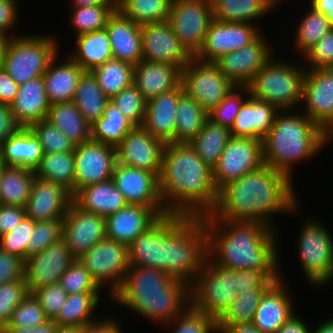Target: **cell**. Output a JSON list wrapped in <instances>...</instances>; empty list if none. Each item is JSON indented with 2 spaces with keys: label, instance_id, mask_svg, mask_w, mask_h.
<instances>
[{
  "label": "cell",
  "instance_id": "6da1fadb",
  "mask_svg": "<svg viewBox=\"0 0 333 333\" xmlns=\"http://www.w3.org/2000/svg\"><path fill=\"white\" fill-rule=\"evenodd\" d=\"M130 266L160 269L194 282L207 258V227L201 216L167 214L129 245Z\"/></svg>",
  "mask_w": 333,
  "mask_h": 333
},
{
  "label": "cell",
  "instance_id": "7a4b0ae2",
  "mask_svg": "<svg viewBox=\"0 0 333 333\" xmlns=\"http://www.w3.org/2000/svg\"><path fill=\"white\" fill-rule=\"evenodd\" d=\"M294 181L282 171L262 165L218 190L215 208L202 219L263 222L276 229L272 214L295 215L299 197Z\"/></svg>",
  "mask_w": 333,
  "mask_h": 333
},
{
  "label": "cell",
  "instance_id": "3957f363",
  "mask_svg": "<svg viewBox=\"0 0 333 333\" xmlns=\"http://www.w3.org/2000/svg\"><path fill=\"white\" fill-rule=\"evenodd\" d=\"M162 205L169 214L204 216L216 206L213 169L190 143H166L159 175Z\"/></svg>",
  "mask_w": 333,
  "mask_h": 333
},
{
  "label": "cell",
  "instance_id": "277c9868",
  "mask_svg": "<svg viewBox=\"0 0 333 333\" xmlns=\"http://www.w3.org/2000/svg\"><path fill=\"white\" fill-rule=\"evenodd\" d=\"M203 220L207 227V257L214 264L234 271L280 270L279 232L275 229L263 222Z\"/></svg>",
  "mask_w": 333,
  "mask_h": 333
},
{
  "label": "cell",
  "instance_id": "5b68a950",
  "mask_svg": "<svg viewBox=\"0 0 333 333\" xmlns=\"http://www.w3.org/2000/svg\"><path fill=\"white\" fill-rule=\"evenodd\" d=\"M110 300L162 326L190 306V286L163 270L130 266Z\"/></svg>",
  "mask_w": 333,
  "mask_h": 333
},
{
  "label": "cell",
  "instance_id": "8992f818",
  "mask_svg": "<svg viewBox=\"0 0 333 333\" xmlns=\"http://www.w3.org/2000/svg\"><path fill=\"white\" fill-rule=\"evenodd\" d=\"M295 112L279 110L263 139L264 164L282 171L292 180L296 165L312 160L331 142L330 136L312 119L303 112Z\"/></svg>",
  "mask_w": 333,
  "mask_h": 333
},
{
  "label": "cell",
  "instance_id": "52a82bcc",
  "mask_svg": "<svg viewBox=\"0 0 333 333\" xmlns=\"http://www.w3.org/2000/svg\"><path fill=\"white\" fill-rule=\"evenodd\" d=\"M306 70L302 63L283 61V59L280 60L273 56L255 74L252 82L247 87L250 95L258 100L271 103L279 110H294L302 102Z\"/></svg>",
  "mask_w": 333,
  "mask_h": 333
},
{
  "label": "cell",
  "instance_id": "ba28073f",
  "mask_svg": "<svg viewBox=\"0 0 333 333\" xmlns=\"http://www.w3.org/2000/svg\"><path fill=\"white\" fill-rule=\"evenodd\" d=\"M57 38L55 34L11 37L2 67L18 85L43 76L50 62L60 53Z\"/></svg>",
  "mask_w": 333,
  "mask_h": 333
},
{
  "label": "cell",
  "instance_id": "9c48e42d",
  "mask_svg": "<svg viewBox=\"0 0 333 333\" xmlns=\"http://www.w3.org/2000/svg\"><path fill=\"white\" fill-rule=\"evenodd\" d=\"M237 296V270L222 268L207 257L190 285V306L218 322Z\"/></svg>",
  "mask_w": 333,
  "mask_h": 333
},
{
  "label": "cell",
  "instance_id": "30bf717a",
  "mask_svg": "<svg viewBox=\"0 0 333 333\" xmlns=\"http://www.w3.org/2000/svg\"><path fill=\"white\" fill-rule=\"evenodd\" d=\"M303 221L296 241L299 265L311 286L323 288L333 280V236L320 220Z\"/></svg>",
  "mask_w": 333,
  "mask_h": 333
},
{
  "label": "cell",
  "instance_id": "8fae6325",
  "mask_svg": "<svg viewBox=\"0 0 333 333\" xmlns=\"http://www.w3.org/2000/svg\"><path fill=\"white\" fill-rule=\"evenodd\" d=\"M78 260L101 289L108 284L106 289L110 291V297L120 287L130 267L128 245L107 237Z\"/></svg>",
  "mask_w": 333,
  "mask_h": 333
},
{
  "label": "cell",
  "instance_id": "7c38bea8",
  "mask_svg": "<svg viewBox=\"0 0 333 333\" xmlns=\"http://www.w3.org/2000/svg\"><path fill=\"white\" fill-rule=\"evenodd\" d=\"M184 92L210 113L235 88L213 62L193 57L181 69Z\"/></svg>",
  "mask_w": 333,
  "mask_h": 333
},
{
  "label": "cell",
  "instance_id": "4fadbf2b",
  "mask_svg": "<svg viewBox=\"0 0 333 333\" xmlns=\"http://www.w3.org/2000/svg\"><path fill=\"white\" fill-rule=\"evenodd\" d=\"M181 44L194 57L213 21L211 0H172L168 20Z\"/></svg>",
  "mask_w": 333,
  "mask_h": 333
},
{
  "label": "cell",
  "instance_id": "5bb4252c",
  "mask_svg": "<svg viewBox=\"0 0 333 333\" xmlns=\"http://www.w3.org/2000/svg\"><path fill=\"white\" fill-rule=\"evenodd\" d=\"M262 165V140L232 136L213 168L214 184L219 190L228 182L239 179Z\"/></svg>",
  "mask_w": 333,
  "mask_h": 333
},
{
  "label": "cell",
  "instance_id": "9a60e30c",
  "mask_svg": "<svg viewBox=\"0 0 333 333\" xmlns=\"http://www.w3.org/2000/svg\"><path fill=\"white\" fill-rule=\"evenodd\" d=\"M264 37L261 34L249 45L222 55L213 62L236 87H247L255 74L274 56V47Z\"/></svg>",
  "mask_w": 333,
  "mask_h": 333
},
{
  "label": "cell",
  "instance_id": "2e32d148",
  "mask_svg": "<svg viewBox=\"0 0 333 333\" xmlns=\"http://www.w3.org/2000/svg\"><path fill=\"white\" fill-rule=\"evenodd\" d=\"M304 114L333 134V68L307 69L303 81Z\"/></svg>",
  "mask_w": 333,
  "mask_h": 333
},
{
  "label": "cell",
  "instance_id": "e0dca14e",
  "mask_svg": "<svg viewBox=\"0 0 333 333\" xmlns=\"http://www.w3.org/2000/svg\"><path fill=\"white\" fill-rule=\"evenodd\" d=\"M261 34L263 33L256 24L222 22L213 19L203 46L194 57L199 61L214 62L222 55L249 45Z\"/></svg>",
  "mask_w": 333,
  "mask_h": 333
},
{
  "label": "cell",
  "instance_id": "ac0fdd59",
  "mask_svg": "<svg viewBox=\"0 0 333 333\" xmlns=\"http://www.w3.org/2000/svg\"><path fill=\"white\" fill-rule=\"evenodd\" d=\"M112 180L127 204L152 207L161 217L169 214L162 205L155 173L117 162Z\"/></svg>",
  "mask_w": 333,
  "mask_h": 333
},
{
  "label": "cell",
  "instance_id": "d6986e66",
  "mask_svg": "<svg viewBox=\"0 0 333 333\" xmlns=\"http://www.w3.org/2000/svg\"><path fill=\"white\" fill-rule=\"evenodd\" d=\"M74 194L81 188L112 179L117 163L116 148L90 140L74 148Z\"/></svg>",
  "mask_w": 333,
  "mask_h": 333
},
{
  "label": "cell",
  "instance_id": "ffe728a7",
  "mask_svg": "<svg viewBox=\"0 0 333 333\" xmlns=\"http://www.w3.org/2000/svg\"><path fill=\"white\" fill-rule=\"evenodd\" d=\"M76 261L62 239L24 260L28 293L59 282L60 276Z\"/></svg>",
  "mask_w": 333,
  "mask_h": 333
},
{
  "label": "cell",
  "instance_id": "44dd1931",
  "mask_svg": "<svg viewBox=\"0 0 333 333\" xmlns=\"http://www.w3.org/2000/svg\"><path fill=\"white\" fill-rule=\"evenodd\" d=\"M105 238V217L85 211L72 201L63 219L62 233L71 254L78 259Z\"/></svg>",
  "mask_w": 333,
  "mask_h": 333
},
{
  "label": "cell",
  "instance_id": "7402d4cb",
  "mask_svg": "<svg viewBox=\"0 0 333 333\" xmlns=\"http://www.w3.org/2000/svg\"><path fill=\"white\" fill-rule=\"evenodd\" d=\"M143 60L172 64L181 69L193 56L181 44L168 21L141 25Z\"/></svg>",
  "mask_w": 333,
  "mask_h": 333
},
{
  "label": "cell",
  "instance_id": "603a6c76",
  "mask_svg": "<svg viewBox=\"0 0 333 333\" xmlns=\"http://www.w3.org/2000/svg\"><path fill=\"white\" fill-rule=\"evenodd\" d=\"M165 143L153 137L142 126H135L115 147L117 162L126 166L161 172Z\"/></svg>",
  "mask_w": 333,
  "mask_h": 333
},
{
  "label": "cell",
  "instance_id": "cb8c5ba5",
  "mask_svg": "<svg viewBox=\"0 0 333 333\" xmlns=\"http://www.w3.org/2000/svg\"><path fill=\"white\" fill-rule=\"evenodd\" d=\"M71 203L72 194L63 186L35 177L25 205L26 217L35 222L64 219Z\"/></svg>",
  "mask_w": 333,
  "mask_h": 333
},
{
  "label": "cell",
  "instance_id": "d4e9b609",
  "mask_svg": "<svg viewBox=\"0 0 333 333\" xmlns=\"http://www.w3.org/2000/svg\"><path fill=\"white\" fill-rule=\"evenodd\" d=\"M277 281L262 297L251 322L261 333H276L294 314V299L286 279Z\"/></svg>",
  "mask_w": 333,
  "mask_h": 333
},
{
  "label": "cell",
  "instance_id": "484cf974",
  "mask_svg": "<svg viewBox=\"0 0 333 333\" xmlns=\"http://www.w3.org/2000/svg\"><path fill=\"white\" fill-rule=\"evenodd\" d=\"M184 92L182 85L146 101L142 127L165 144L175 142L177 105Z\"/></svg>",
  "mask_w": 333,
  "mask_h": 333
},
{
  "label": "cell",
  "instance_id": "4316f807",
  "mask_svg": "<svg viewBox=\"0 0 333 333\" xmlns=\"http://www.w3.org/2000/svg\"><path fill=\"white\" fill-rule=\"evenodd\" d=\"M160 218L152 207L127 204L116 213L105 217L106 237L129 245Z\"/></svg>",
  "mask_w": 333,
  "mask_h": 333
},
{
  "label": "cell",
  "instance_id": "83f0119b",
  "mask_svg": "<svg viewBox=\"0 0 333 333\" xmlns=\"http://www.w3.org/2000/svg\"><path fill=\"white\" fill-rule=\"evenodd\" d=\"M113 58L137 65L143 60L141 25L124 16L118 9L109 17L107 25Z\"/></svg>",
  "mask_w": 333,
  "mask_h": 333
},
{
  "label": "cell",
  "instance_id": "f1b7e54d",
  "mask_svg": "<svg viewBox=\"0 0 333 333\" xmlns=\"http://www.w3.org/2000/svg\"><path fill=\"white\" fill-rule=\"evenodd\" d=\"M279 109L251 95L243 102L230 128L233 137L262 140L270 131Z\"/></svg>",
  "mask_w": 333,
  "mask_h": 333
},
{
  "label": "cell",
  "instance_id": "f546056e",
  "mask_svg": "<svg viewBox=\"0 0 333 333\" xmlns=\"http://www.w3.org/2000/svg\"><path fill=\"white\" fill-rule=\"evenodd\" d=\"M133 84L148 101L181 84V68L172 64L141 60L134 66Z\"/></svg>",
  "mask_w": 333,
  "mask_h": 333
},
{
  "label": "cell",
  "instance_id": "4dcf8cb0",
  "mask_svg": "<svg viewBox=\"0 0 333 333\" xmlns=\"http://www.w3.org/2000/svg\"><path fill=\"white\" fill-rule=\"evenodd\" d=\"M50 103L47 99L43 76L21 84L11 111L19 127L29 128L32 124L47 119Z\"/></svg>",
  "mask_w": 333,
  "mask_h": 333
},
{
  "label": "cell",
  "instance_id": "1f68e13d",
  "mask_svg": "<svg viewBox=\"0 0 333 333\" xmlns=\"http://www.w3.org/2000/svg\"><path fill=\"white\" fill-rule=\"evenodd\" d=\"M58 57L59 54L50 62L43 75L50 105L73 101L79 80L85 72L68 55L64 56V60Z\"/></svg>",
  "mask_w": 333,
  "mask_h": 333
},
{
  "label": "cell",
  "instance_id": "d6a6232c",
  "mask_svg": "<svg viewBox=\"0 0 333 333\" xmlns=\"http://www.w3.org/2000/svg\"><path fill=\"white\" fill-rule=\"evenodd\" d=\"M43 156L42 146L29 128L19 127L0 146V160L5 166L34 170Z\"/></svg>",
  "mask_w": 333,
  "mask_h": 333
},
{
  "label": "cell",
  "instance_id": "836d02e7",
  "mask_svg": "<svg viewBox=\"0 0 333 333\" xmlns=\"http://www.w3.org/2000/svg\"><path fill=\"white\" fill-rule=\"evenodd\" d=\"M72 201L79 208L104 217L127 205L112 179L79 189L72 196Z\"/></svg>",
  "mask_w": 333,
  "mask_h": 333
},
{
  "label": "cell",
  "instance_id": "e575fe53",
  "mask_svg": "<svg viewBox=\"0 0 333 333\" xmlns=\"http://www.w3.org/2000/svg\"><path fill=\"white\" fill-rule=\"evenodd\" d=\"M281 0H211L213 19L222 22L250 23L280 6Z\"/></svg>",
  "mask_w": 333,
  "mask_h": 333
},
{
  "label": "cell",
  "instance_id": "d590c367",
  "mask_svg": "<svg viewBox=\"0 0 333 333\" xmlns=\"http://www.w3.org/2000/svg\"><path fill=\"white\" fill-rule=\"evenodd\" d=\"M84 71H91L113 59L107 30L83 33L75 37L74 49L67 54Z\"/></svg>",
  "mask_w": 333,
  "mask_h": 333
},
{
  "label": "cell",
  "instance_id": "8d00e7d4",
  "mask_svg": "<svg viewBox=\"0 0 333 333\" xmlns=\"http://www.w3.org/2000/svg\"><path fill=\"white\" fill-rule=\"evenodd\" d=\"M100 296V292L68 295L54 321L59 327L79 329L97 323L98 319L93 316L96 315L97 307L102 302Z\"/></svg>",
  "mask_w": 333,
  "mask_h": 333
},
{
  "label": "cell",
  "instance_id": "74e56055",
  "mask_svg": "<svg viewBox=\"0 0 333 333\" xmlns=\"http://www.w3.org/2000/svg\"><path fill=\"white\" fill-rule=\"evenodd\" d=\"M47 120L63 132L75 146L91 140V125L73 101L50 105Z\"/></svg>",
  "mask_w": 333,
  "mask_h": 333
},
{
  "label": "cell",
  "instance_id": "f35d334b",
  "mask_svg": "<svg viewBox=\"0 0 333 333\" xmlns=\"http://www.w3.org/2000/svg\"><path fill=\"white\" fill-rule=\"evenodd\" d=\"M34 179V170L4 166L0 177V204L25 207Z\"/></svg>",
  "mask_w": 333,
  "mask_h": 333
},
{
  "label": "cell",
  "instance_id": "ab89813d",
  "mask_svg": "<svg viewBox=\"0 0 333 333\" xmlns=\"http://www.w3.org/2000/svg\"><path fill=\"white\" fill-rule=\"evenodd\" d=\"M231 137L229 127L214 123L208 118L190 145L201 160L213 169Z\"/></svg>",
  "mask_w": 333,
  "mask_h": 333
},
{
  "label": "cell",
  "instance_id": "60d3db41",
  "mask_svg": "<svg viewBox=\"0 0 333 333\" xmlns=\"http://www.w3.org/2000/svg\"><path fill=\"white\" fill-rule=\"evenodd\" d=\"M109 101L93 74L85 71L79 80L73 102L90 125L103 116Z\"/></svg>",
  "mask_w": 333,
  "mask_h": 333
},
{
  "label": "cell",
  "instance_id": "b9f144b4",
  "mask_svg": "<svg viewBox=\"0 0 333 333\" xmlns=\"http://www.w3.org/2000/svg\"><path fill=\"white\" fill-rule=\"evenodd\" d=\"M208 113L192 97L183 92L177 105L175 143H190L202 130Z\"/></svg>",
  "mask_w": 333,
  "mask_h": 333
},
{
  "label": "cell",
  "instance_id": "7bdbcfd3",
  "mask_svg": "<svg viewBox=\"0 0 333 333\" xmlns=\"http://www.w3.org/2000/svg\"><path fill=\"white\" fill-rule=\"evenodd\" d=\"M310 6V7H309ZM309 7V8H308ZM306 13L296 25L293 49L303 57L323 36L332 30L327 15L308 3ZM308 10V11H307Z\"/></svg>",
  "mask_w": 333,
  "mask_h": 333
},
{
  "label": "cell",
  "instance_id": "ee69618b",
  "mask_svg": "<svg viewBox=\"0 0 333 333\" xmlns=\"http://www.w3.org/2000/svg\"><path fill=\"white\" fill-rule=\"evenodd\" d=\"M35 177L53 181L74 195L75 157L74 151L67 153L43 154L34 169Z\"/></svg>",
  "mask_w": 333,
  "mask_h": 333
},
{
  "label": "cell",
  "instance_id": "f6af8a7d",
  "mask_svg": "<svg viewBox=\"0 0 333 333\" xmlns=\"http://www.w3.org/2000/svg\"><path fill=\"white\" fill-rule=\"evenodd\" d=\"M134 127L109 101L103 116L91 125V140L116 147Z\"/></svg>",
  "mask_w": 333,
  "mask_h": 333
},
{
  "label": "cell",
  "instance_id": "bcb514c9",
  "mask_svg": "<svg viewBox=\"0 0 333 333\" xmlns=\"http://www.w3.org/2000/svg\"><path fill=\"white\" fill-rule=\"evenodd\" d=\"M133 70L132 64L113 58L90 72L104 94L111 99L133 83Z\"/></svg>",
  "mask_w": 333,
  "mask_h": 333
},
{
  "label": "cell",
  "instance_id": "7dc6e473",
  "mask_svg": "<svg viewBox=\"0 0 333 333\" xmlns=\"http://www.w3.org/2000/svg\"><path fill=\"white\" fill-rule=\"evenodd\" d=\"M172 0H119L117 9L136 24L167 21Z\"/></svg>",
  "mask_w": 333,
  "mask_h": 333
},
{
  "label": "cell",
  "instance_id": "c3c4849f",
  "mask_svg": "<svg viewBox=\"0 0 333 333\" xmlns=\"http://www.w3.org/2000/svg\"><path fill=\"white\" fill-rule=\"evenodd\" d=\"M117 9V4H98L92 6L71 7L70 25L77 35L102 30L109 17Z\"/></svg>",
  "mask_w": 333,
  "mask_h": 333
},
{
  "label": "cell",
  "instance_id": "681fc988",
  "mask_svg": "<svg viewBox=\"0 0 333 333\" xmlns=\"http://www.w3.org/2000/svg\"><path fill=\"white\" fill-rule=\"evenodd\" d=\"M267 291H240L237 299L224 316L217 322L218 326H235L251 323L256 309Z\"/></svg>",
  "mask_w": 333,
  "mask_h": 333
},
{
  "label": "cell",
  "instance_id": "f907efd6",
  "mask_svg": "<svg viewBox=\"0 0 333 333\" xmlns=\"http://www.w3.org/2000/svg\"><path fill=\"white\" fill-rule=\"evenodd\" d=\"M29 129L39 140L43 154L73 152L75 145L47 119L32 124Z\"/></svg>",
  "mask_w": 333,
  "mask_h": 333
},
{
  "label": "cell",
  "instance_id": "816d5d0a",
  "mask_svg": "<svg viewBox=\"0 0 333 333\" xmlns=\"http://www.w3.org/2000/svg\"><path fill=\"white\" fill-rule=\"evenodd\" d=\"M110 102L135 126L143 125L146 100L133 83L112 97Z\"/></svg>",
  "mask_w": 333,
  "mask_h": 333
},
{
  "label": "cell",
  "instance_id": "f5cc1de1",
  "mask_svg": "<svg viewBox=\"0 0 333 333\" xmlns=\"http://www.w3.org/2000/svg\"><path fill=\"white\" fill-rule=\"evenodd\" d=\"M165 326L171 329L175 326L172 333H219L216 320L194 310L191 306Z\"/></svg>",
  "mask_w": 333,
  "mask_h": 333
},
{
  "label": "cell",
  "instance_id": "db71d44e",
  "mask_svg": "<svg viewBox=\"0 0 333 333\" xmlns=\"http://www.w3.org/2000/svg\"><path fill=\"white\" fill-rule=\"evenodd\" d=\"M249 95L248 87L233 88L228 95L208 113V118L214 123L231 128L241 105Z\"/></svg>",
  "mask_w": 333,
  "mask_h": 333
},
{
  "label": "cell",
  "instance_id": "11a10c76",
  "mask_svg": "<svg viewBox=\"0 0 333 333\" xmlns=\"http://www.w3.org/2000/svg\"><path fill=\"white\" fill-rule=\"evenodd\" d=\"M63 219L37 221L26 246V258L62 240Z\"/></svg>",
  "mask_w": 333,
  "mask_h": 333
},
{
  "label": "cell",
  "instance_id": "9f6ffc18",
  "mask_svg": "<svg viewBox=\"0 0 333 333\" xmlns=\"http://www.w3.org/2000/svg\"><path fill=\"white\" fill-rule=\"evenodd\" d=\"M60 286L68 293L101 292V288L78 259L60 276Z\"/></svg>",
  "mask_w": 333,
  "mask_h": 333
},
{
  "label": "cell",
  "instance_id": "6f0895ef",
  "mask_svg": "<svg viewBox=\"0 0 333 333\" xmlns=\"http://www.w3.org/2000/svg\"><path fill=\"white\" fill-rule=\"evenodd\" d=\"M27 295L28 289L24 279L0 285V330L8 325L12 312Z\"/></svg>",
  "mask_w": 333,
  "mask_h": 333
},
{
  "label": "cell",
  "instance_id": "680465c9",
  "mask_svg": "<svg viewBox=\"0 0 333 333\" xmlns=\"http://www.w3.org/2000/svg\"><path fill=\"white\" fill-rule=\"evenodd\" d=\"M49 320L32 293L14 309L6 327H35Z\"/></svg>",
  "mask_w": 333,
  "mask_h": 333
},
{
  "label": "cell",
  "instance_id": "91938a15",
  "mask_svg": "<svg viewBox=\"0 0 333 333\" xmlns=\"http://www.w3.org/2000/svg\"><path fill=\"white\" fill-rule=\"evenodd\" d=\"M281 270H237V293L240 291H268L281 279Z\"/></svg>",
  "mask_w": 333,
  "mask_h": 333
},
{
  "label": "cell",
  "instance_id": "94428289",
  "mask_svg": "<svg viewBox=\"0 0 333 333\" xmlns=\"http://www.w3.org/2000/svg\"><path fill=\"white\" fill-rule=\"evenodd\" d=\"M35 227V221L24 217L9 233L0 237V249L26 259V246Z\"/></svg>",
  "mask_w": 333,
  "mask_h": 333
},
{
  "label": "cell",
  "instance_id": "6125c7cd",
  "mask_svg": "<svg viewBox=\"0 0 333 333\" xmlns=\"http://www.w3.org/2000/svg\"><path fill=\"white\" fill-rule=\"evenodd\" d=\"M306 69L333 68V29L303 56Z\"/></svg>",
  "mask_w": 333,
  "mask_h": 333
},
{
  "label": "cell",
  "instance_id": "be15d7a7",
  "mask_svg": "<svg viewBox=\"0 0 333 333\" xmlns=\"http://www.w3.org/2000/svg\"><path fill=\"white\" fill-rule=\"evenodd\" d=\"M32 294L40 303L41 308L49 320H54L57 317L61 310V306L64 304L68 296V293L58 282L37 289L33 291Z\"/></svg>",
  "mask_w": 333,
  "mask_h": 333
},
{
  "label": "cell",
  "instance_id": "e7e4bbea",
  "mask_svg": "<svg viewBox=\"0 0 333 333\" xmlns=\"http://www.w3.org/2000/svg\"><path fill=\"white\" fill-rule=\"evenodd\" d=\"M24 279V259L0 249V285Z\"/></svg>",
  "mask_w": 333,
  "mask_h": 333
},
{
  "label": "cell",
  "instance_id": "03108f58",
  "mask_svg": "<svg viewBox=\"0 0 333 333\" xmlns=\"http://www.w3.org/2000/svg\"><path fill=\"white\" fill-rule=\"evenodd\" d=\"M17 1L19 0H0V34L2 35L17 36L16 28H18L20 14Z\"/></svg>",
  "mask_w": 333,
  "mask_h": 333
},
{
  "label": "cell",
  "instance_id": "003e7915",
  "mask_svg": "<svg viewBox=\"0 0 333 333\" xmlns=\"http://www.w3.org/2000/svg\"><path fill=\"white\" fill-rule=\"evenodd\" d=\"M25 216V207L0 204V237L11 232Z\"/></svg>",
  "mask_w": 333,
  "mask_h": 333
},
{
  "label": "cell",
  "instance_id": "a7ac6f4b",
  "mask_svg": "<svg viewBox=\"0 0 333 333\" xmlns=\"http://www.w3.org/2000/svg\"><path fill=\"white\" fill-rule=\"evenodd\" d=\"M18 85L7 73V71L0 68V104L11 105L19 91Z\"/></svg>",
  "mask_w": 333,
  "mask_h": 333
},
{
  "label": "cell",
  "instance_id": "89a4df30",
  "mask_svg": "<svg viewBox=\"0 0 333 333\" xmlns=\"http://www.w3.org/2000/svg\"><path fill=\"white\" fill-rule=\"evenodd\" d=\"M18 128L11 111V105L0 104V146Z\"/></svg>",
  "mask_w": 333,
  "mask_h": 333
},
{
  "label": "cell",
  "instance_id": "2644e50d",
  "mask_svg": "<svg viewBox=\"0 0 333 333\" xmlns=\"http://www.w3.org/2000/svg\"><path fill=\"white\" fill-rule=\"evenodd\" d=\"M113 317L100 318L97 323L80 328V333H124L118 319Z\"/></svg>",
  "mask_w": 333,
  "mask_h": 333
},
{
  "label": "cell",
  "instance_id": "8c879c8a",
  "mask_svg": "<svg viewBox=\"0 0 333 333\" xmlns=\"http://www.w3.org/2000/svg\"><path fill=\"white\" fill-rule=\"evenodd\" d=\"M59 328L54 320H47L45 323L35 327H5L6 333H56Z\"/></svg>",
  "mask_w": 333,
  "mask_h": 333
},
{
  "label": "cell",
  "instance_id": "753ad0ef",
  "mask_svg": "<svg viewBox=\"0 0 333 333\" xmlns=\"http://www.w3.org/2000/svg\"><path fill=\"white\" fill-rule=\"evenodd\" d=\"M310 326L306 324L303 319L294 314L289 320H287L276 333H311Z\"/></svg>",
  "mask_w": 333,
  "mask_h": 333
},
{
  "label": "cell",
  "instance_id": "34e18365",
  "mask_svg": "<svg viewBox=\"0 0 333 333\" xmlns=\"http://www.w3.org/2000/svg\"><path fill=\"white\" fill-rule=\"evenodd\" d=\"M310 5L327 15L328 21L333 29V0H309Z\"/></svg>",
  "mask_w": 333,
  "mask_h": 333
},
{
  "label": "cell",
  "instance_id": "11e5206c",
  "mask_svg": "<svg viewBox=\"0 0 333 333\" xmlns=\"http://www.w3.org/2000/svg\"><path fill=\"white\" fill-rule=\"evenodd\" d=\"M219 333H261L254 325L239 324L235 326H218Z\"/></svg>",
  "mask_w": 333,
  "mask_h": 333
},
{
  "label": "cell",
  "instance_id": "2a66077c",
  "mask_svg": "<svg viewBox=\"0 0 333 333\" xmlns=\"http://www.w3.org/2000/svg\"><path fill=\"white\" fill-rule=\"evenodd\" d=\"M71 7L92 6L98 4H117L114 0H71Z\"/></svg>",
  "mask_w": 333,
  "mask_h": 333
},
{
  "label": "cell",
  "instance_id": "b9fcfbb0",
  "mask_svg": "<svg viewBox=\"0 0 333 333\" xmlns=\"http://www.w3.org/2000/svg\"><path fill=\"white\" fill-rule=\"evenodd\" d=\"M311 333H333V317L322 321L313 329L311 328Z\"/></svg>",
  "mask_w": 333,
  "mask_h": 333
},
{
  "label": "cell",
  "instance_id": "09005b40",
  "mask_svg": "<svg viewBox=\"0 0 333 333\" xmlns=\"http://www.w3.org/2000/svg\"><path fill=\"white\" fill-rule=\"evenodd\" d=\"M11 37L0 34V60H4L6 48Z\"/></svg>",
  "mask_w": 333,
  "mask_h": 333
},
{
  "label": "cell",
  "instance_id": "979ff035",
  "mask_svg": "<svg viewBox=\"0 0 333 333\" xmlns=\"http://www.w3.org/2000/svg\"><path fill=\"white\" fill-rule=\"evenodd\" d=\"M56 333H80L79 328L59 327Z\"/></svg>",
  "mask_w": 333,
  "mask_h": 333
},
{
  "label": "cell",
  "instance_id": "deb4b68c",
  "mask_svg": "<svg viewBox=\"0 0 333 333\" xmlns=\"http://www.w3.org/2000/svg\"><path fill=\"white\" fill-rule=\"evenodd\" d=\"M5 165L1 162V160H0V177H1V174H2V169H3V167H4Z\"/></svg>",
  "mask_w": 333,
  "mask_h": 333
},
{
  "label": "cell",
  "instance_id": "67dfc351",
  "mask_svg": "<svg viewBox=\"0 0 333 333\" xmlns=\"http://www.w3.org/2000/svg\"><path fill=\"white\" fill-rule=\"evenodd\" d=\"M3 64V60H0V68L2 67Z\"/></svg>",
  "mask_w": 333,
  "mask_h": 333
},
{
  "label": "cell",
  "instance_id": "b62a3aed",
  "mask_svg": "<svg viewBox=\"0 0 333 333\" xmlns=\"http://www.w3.org/2000/svg\"><path fill=\"white\" fill-rule=\"evenodd\" d=\"M332 140H333V134L330 136V141L332 142Z\"/></svg>",
  "mask_w": 333,
  "mask_h": 333
}]
</instances>
